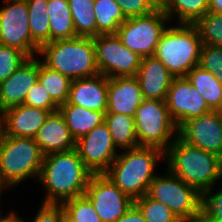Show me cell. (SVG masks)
<instances>
[{
	"label": "cell",
	"instance_id": "obj_1",
	"mask_svg": "<svg viewBox=\"0 0 222 222\" xmlns=\"http://www.w3.org/2000/svg\"><path fill=\"white\" fill-rule=\"evenodd\" d=\"M91 175L76 149L45 155L38 178L47 191L43 203L62 204L84 195Z\"/></svg>",
	"mask_w": 222,
	"mask_h": 222
},
{
	"label": "cell",
	"instance_id": "obj_2",
	"mask_svg": "<svg viewBox=\"0 0 222 222\" xmlns=\"http://www.w3.org/2000/svg\"><path fill=\"white\" fill-rule=\"evenodd\" d=\"M164 159L166 169L200 193L214 188L217 180L222 179V158L188 144L179 136L165 151Z\"/></svg>",
	"mask_w": 222,
	"mask_h": 222
},
{
	"label": "cell",
	"instance_id": "obj_3",
	"mask_svg": "<svg viewBox=\"0 0 222 222\" xmlns=\"http://www.w3.org/2000/svg\"><path fill=\"white\" fill-rule=\"evenodd\" d=\"M123 151L118 152V156L104 174L123 193L135 200L147 194L150 183L157 175L156 163L165 157V152L146 146Z\"/></svg>",
	"mask_w": 222,
	"mask_h": 222
},
{
	"label": "cell",
	"instance_id": "obj_4",
	"mask_svg": "<svg viewBox=\"0 0 222 222\" xmlns=\"http://www.w3.org/2000/svg\"><path fill=\"white\" fill-rule=\"evenodd\" d=\"M41 60L47 67L64 74L71 80L99 74L93 37L78 36L55 40L39 48Z\"/></svg>",
	"mask_w": 222,
	"mask_h": 222
},
{
	"label": "cell",
	"instance_id": "obj_5",
	"mask_svg": "<svg viewBox=\"0 0 222 222\" xmlns=\"http://www.w3.org/2000/svg\"><path fill=\"white\" fill-rule=\"evenodd\" d=\"M201 37L193 24L168 26L156 46L154 57L173 77H185L199 63Z\"/></svg>",
	"mask_w": 222,
	"mask_h": 222
},
{
	"label": "cell",
	"instance_id": "obj_6",
	"mask_svg": "<svg viewBox=\"0 0 222 222\" xmlns=\"http://www.w3.org/2000/svg\"><path fill=\"white\" fill-rule=\"evenodd\" d=\"M43 158L35 139L6 135L0 146V176L10 187L32 176L38 181Z\"/></svg>",
	"mask_w": 222,
	"mask_h": 222
},
{
	"label": "cell",
	"instance_id": "obj_7",
	"mask_svg": "<svg viewBox=\"0 0 222 222\" xmlns=\"http://www.w3.org/2000/svg\"><path fill=\"white\" fill-rule=\"evenodd\" d=\"M156 175L147 195L166 205L181 222H199L201 216V193L193 186L172 174Z\"/></svg>",
	"mask_w": 222,
	"mask_h": 222
},
{
	"label": "cell",
	"instance_id": "obj_8",
	"mask_svg": "<svg viewBox=\"0 0 222 222\" xmlns=\"http://www.w3.org/2000/svg\"><path fill=\"white\" fill-rule=\"evenodd\" d=\"M134 120L139 146L155 147L165 152L178 136V127L166 101L144 98L136 110Z\"/></svg>",
	"mask_w": 222,
	"mask_h": 222
},
{
	"label": "cell",
	"instance_id": "obj_9",
	"mask_svg": "<svg viewBox=\"0 0 222 222\" xmlns=\"http://www.w3.org/2000/svg\"><path fill=\"white\" fill-rule=\"evenodd\" d=\"M169 19L161 8L153 13L127 19L116 35L122 44L140 57L153 56ZM167 26H166V25Z\"/></svg>",
	"mask_w": 222,
	"mask_h": 222
},
{
	"label": "cell",
	"instance_id": "obj_10",
	"mask_svg": "<svg viewBox=\"0 0 222 222\" xmlns=\"http://www.w3.org/2000/svg\"><path fill=\"white\" fill-rule=\"evenodd\" d=\"M99 73L107 78L136 76L142 57L126 48L116 34L93 37Z\"/></svg>",
	"mask_w": 222,
	"mask_h": 222
},
{
	"label": "cell",
	"instance_id": "obj_11",
	"mask_svg": "<svg viewBox=\"0 0 222 222\" xmlns=\"http://www.w3.org/2000/svg\"><path fill=\"white\" fill-rule=\"evenodd\" d=\"M0 8V44L23 51L35 57L39 46L32 40L28 22V5L25 2L5 1Z\"/></svg>",
	"mask_w": 222,
	"mask_h": 222
},
{
	"label": "cell",
	"instance_id": "obj_12",
	"mask_svg": "<svg viewBox=\"0 0 222 222\" xmlns=\"http://www.w3.org/2000/svg\"><path fill=\"white\" fill-rule=\"evenodd\" d=\"M84 195L92 202L102 222H115L134 204L104 173H92Z\"/></svg>",
	"mask_w": 222,
	"mask_h": 222
},
{
	"label": "cell",
	"instance_id": "obj_13",
	"mask_svg": "<svg viewBox=\"0 0 222 222\" xmlns=\"http://www.w3.org/2000/svg\"><path fill=\"white\" fill-rule=\"evenodd\" d=\"M75 149L92 173H104L118 156L117 148L105 122L75 142Z\"/></svg>",
	"mask_w": 222,
	"mask_h": 222
},
{
	"label": "cell",
	"instance_id": "obj_14",
	"mask_svg": "<svg viewBox=\"0 0 222 222\" xmlns=\"http://www.w3.org/2000/svg\"><path fill=\"white\" fill-rule=\"evenodd\" d=\"M178 136L188 144L222 158V111H211L185 121Z\"/></svg>",
	"mask_w": 222,
	"mask_h": 222
},
{
	"label": "cell",
	"instance_id": "obj_15",
	"mask_svg": "<svg viewBox=\"0 0 222 222\" xmlns=\"http://www.w3.org/2000/svg\"><path fill=\"white\" fill-rule=\"evenodd\" d=\"M165 101L178 128L188 119L212 111L203 96L198 93L186 77H174L172 79Z\"/></svg>",
	"mask_w": 222,
	"mask_h": 222
},
{
	"label": "cell",
	"instance_id": "obj_16",
	"mask_svg": "<svg viewBox=\"0 0 222 222\" xmlns=\"http://www.w3.org/2000/svg\"><path fill=\"white\" fill-rule=\"evenodd\" d=\"M39 58H29L6 80L0 82V111L24 104L28 91L38 82Z\"/></svg>",
	"mask_w": 222,
	"mask_h": 222
},
{
	"label": "cell",
	"instance_id": "obj_17",
	"mask_svg": "<svg viewBox=\"0 0 222 222\" xmlns=\"http://www.w3.org/2000/svg\"><path fill=\"white\" fill-rule=\"evenodd\" d=\"M67 103L92 111H107L108 78L102 74L72 80Z\"/></svg>",
	"mask_w": 222,
	"mask_h": 222
},
{
	"label": "cell",
	"instance_id": "obj_18",
	"mask_svg": "<svg viewBox=\"0 0 222 222\" xmlns=\"http://www.w3.org/2000/svg\"><path fill=\"white\" fill-rule=\"evenodd\" d=\"M143 99L136 76L108 78L106 113H120L134 117Z\"/></svg>",
	"mask_w": 222,
	"mask_h": 222
},
{
	"label": "cell",
	"instance_id": "obj_19",
	"mask_svg": "<svg viewBox=\"0 0 222 222\" xmlns=\"http://www.w3.org/2000/svg\"><path fill=\"white\" fill-rule=\"evenodd\" d=\"M136 78L144 98L165 101L174 77L160 60L149 56L141 59Z\"/></svg>",
	"mask_w": 222,
	"mask_h": 222
},
{
	"label": "cell",
	"instance_id": "obj_20",
	"mask_svg": "<svg viewBox=\"0 0 222 222\" xmlns=\"http://www.w3.org/2000/svg\"><path fill=\"white\" fill-rule=\"evenodd\" d=\"M34 139L44 156L75 149L76 141L59 110L48 115Z\"/></svg>",
	"mask_w": 222,
	"mask_h": 222
},
{
	"label": "cell",
	"instance_id": "obj_21",
	"mask_svg": "<svg viewBox=\"0 0 222 222\" xmlns=\"http://www.w3.org/2000/svg\"><path fill=\"white\" fill-rule=\"evenodd\" d=\"M3 112L6 135L33 139L51 113L25 104L7 108Z\"/></svg>",
	"mask_w": 222,
	"mask_h": 222
},
{
	"label": "cell",
	"instance_id": "obj_22",
	"mask_svg": "<svg viewBox=\"0 0 222 222\" xmlns=\"http://www.w3.org/2000/svg\"><path fill=\"white\" fill-rule=\"evenodd\" d=\"M70 134L75 141L87 135L96 126L105 121V113L92 111L75 104L65 103L59 106Z\"/></svg>",
	"mask_w": 222,
	"mask_h": 222
},
{
	"label": "cell",
	"instance_id": "obj_23",
	"mask_svg": "<svg viewBox=\"0 0 222 222\" xmlns=\"http://www.w3.org/2000/svg\"><path fill=\"white\" fill-rule=\"evenodd\" d=\"M47 11L50 26V42L78 37L68 0H48Z\"/></svg>",
	"mask_w": 222,
	"mask_h": 222
},
{
	"label": "cell",
	"instance_id": "obj_24",
	"mask_svg": "<svg viewBox=\"0 0 222 222\" xmlns=\"http://www.w3.org/2000/svg\"><path fill=\"white\" fill-rule=\"evenodd\" d=\"M185 77L212 111H222V83L214 74L197 65Z\"/></svg>",
	"mask_w": 222,
	"mask_h": 222
},
{
	"label": "cell",
	"instance_id": "obj_25",
	"mask_svg": "<svg viewBox=\"0 0 222 222\" xmlns=\"http://www.w3.org/2000/svg\"><path fill=\"white\" fill-rule=\"evenodd\" d=\"M116 148L127 150L138 147L134 117L120 113H105L104 121Z\"/></svg>",
	"mask_w": 222,
	"mask_h": 222
},
{
	"label": "cell",
	"instance_id": "obj_26",
	"mask_svg": "<svg viewBox=\"0 0 222 222\" xmlns=\"http://www.w3.org/2000/svg\"><path fill=\"white\" fill-rule=\"evenodd\" d=\"M93 11L96 17L97 36L116 34L119 26L127 20L115 0H94Z\"/></svg>",
	"mask_w": 222,
	"mask_h": 222
},
{
	"label": "cell",
	"instance_id": "obj_27",
	"mask_svg": "<svg viewBox=\"0 0 222 222\" xmlns=\"http://www.w3.org/2000/svg\"><path fill=\"white\" fill-rule=\"evenodd\" d=\"M38 82L58 106L67 102L72 80L64 74L47 67L40 59Z\"/></svg>",
	"mask_w": 222,
	"mask_h": 222
},
{
	"label": "cell",
	"instance_id": "obj_28",
	"mask_svg": "<svg viewBox=\"0 0 222 222\" xmlns=\"http://www.w3.org/2000/svg\"><path fill=\"white\" fill-rule=\"evenodd\" d=\"M208 3L209 0H167L161 9L170 21L176 14L178 23L193 24L208 12Z\"/></svg>",
	"mask_w": 222,
	"mask_h": 222
},
{
	"label": "cell",
	"instance_id": "obj_29",
	"mask_svg": "<svg viewBox=\"0 0 222 222\" xmlns=\"http://www.w3.org/2000/svg\"><path fill=\"white\" fill-rule=\"evenodd\" d=\"M47 3L48 0H29L27 2L31 38L39 47L50 42Z\"/></svg>",
	"mask_w": 222,
	"mask_h": 222
},
{
	"label": "cell",
	"instance_id": "obj_30",
	"mask_svg": "<svg viewBox=\"0 0 222 222\" xmlns=\"http://www.w3.org/2000/svg\"><path fill=\"white\" fill-rule=\"evenodd\" d=\"M77 36H97L94 0H68Z\"/></svg>",
	"mask_w": 222,
	"mask_h": 222
},
{
	"label": "cell",
	"instance_id": "obj_31",
	"mask_svg": "<svg viewBox=\"0 0 222 222\" xmlns=\"http://www.w3.org/2000/svg\"><path fill=\"white\" fill-rule=\"evenodd\" d=\"M193 25L201 37L202 44L222 47V15L207 12Z\"/></svg>",
	"mask_w": 222,
	"mask_h": 222
},
{
	"label": "cell",
	"instance_id": "obj_32",
	"mask_svg": "<svg viewBox=\"0 0 222 222\" xmlns=\"http://www.w3.org/2000/svg\"><path fill=\"white\" fill-rule=\"evenodd\" d=\"M134 205L147 222H181L166 205L150 198L147 194L135 199Z\"/></svg>",
	"mask_w": 222,
	"mask_h": 222
},
{
	"label": "cell",
	"instance_id": "obj_33",
	"mask_svg": "<svg viewBox=\"0 0 222 222\" xmlns=\"http://www.w3.org/2000/svg\"><path fill=\"white\" fill-rule=\"evenodd\" d=\"M61 205L65 215L73 222H102L92 202L85 195L66 200Z\"/></svg>",
	"mask_w": 222,
	"mask_h": 222
},
{
	"label": "cell",
	"instance_id": "obj_34",
	"mask_svg": "<svg viewBox=\"0 0 222 222\" xmlns=\"http://www.w3.org/2000/svg\"><path fill=\"white\" fill-rule=\"evenodd\" d=\"M209 188L201 193V216L199 222H222V187L215 194Z\"/></svg>",
	"mask_w": 222,
	"mask_h": 222
},
{
	"label": "cell",
	"instance_id": "obj_35",
	"mask_svg": "<svg viewBox=\"0 0 222 222\" xmlns=\"http://www.w3.org/2000/svg\"><path fill=\"white\" fill-rule=\"evenodd\" d=\"M28 59L23 51L0 44V82L6 80Z\"/></svg>",
	"mask_w": 222,
	"mask_h": 222
},
{
	"label": "cell",
	"instance_id": "obj_36",
	"mask_svg": "<svg viewBox=\"0 0 222 222\" xmlns=\"http://www.w3.org/2000/svg\"><path fill=\"white\" fill-rule=\"evenodd\" d=\"M198 65L222 83V47L202 44Z\"/></svg>",
	"mask_w": 222,
	"mask_h": 222
},
{
	"label": "cell",
	"instance_id": "obj_37",
	"mask_svg": "<svg viewBox=\"0 0 222 222\" xmlns=\"http://www.w3.org/2000/svg\"><path fill=\"white\" fill-rule=\"evenodd\" d=\"M24 104L47 110L51 113L59 109V106L51 99L48 92L39 82L35 83L28 91Z\"/></svg>",
	"mask_w": 222,
	"mask_h": 222
},
{
	"label": "cell",
	"instance_id": "obj_38",
	"mask_svg": "<svg viewBox=\"0 0 222 222\" xmlns=\"http://www.w3.org/2000/svg\"><path fill=\"white\" fill-rule=\"evenodd\" d=\"M126 19L153 13L158 7L152 0H115Z\"/></svg>",
	"mask_w": 222,
	"mask_h": 222
},
{
	"label": "cell",
	"instance_id": "obj_39",
	"mask_svg": "<svg viewBox=\"0 0 222 222\" xmlns=\"http://www.w3.org/2000/svg\"><path fill=\"white\" fill-rule=\"evenodd\" d=\"M64 209L61 204L42 203L36 216L31 222H62ZM25 222H27L25 220Z\"/></svg>",
	"mask_w": 222,
	"mask_h": 222
},
{
	"label": "cell",
	"instance_id": "obj_40",
	"mask_svg": "<svg viewBox=\"0 0 222 222\" xmlns=\"http://www.w3.org/2000/svg\"><path fill=\"white\" fill-rule=\"evenodd\" d=\"M115 222H147L139 209L133 204L130 209Z\"/></svg>",
	"mask_w": 222,
	"mask_h": 222
},
{
	"label": "cell",
	"instance_id": "obj_41",
	"mask_svg": "<svg viewBox=\"0 0 222 222\" xmlns=\"http://www.w3.org/2000/svg\"><path fill=\"white\" fill-rule=\"evenodd\" d=\"M208 12L222 15V0H209Z\"/></svg>",
	"mask_w": 222,
	"mask_h": 222
},
{
	"label": "cell",
	"instance_id": "obj_42",
	"mask_svg": "<svg viewBox=\"0 0 222 222\" xmlns=\"http://www.w3.org/2000/svg\"><path fill=\"white\" fill-rule=\"evenodd\" d=\"M0 222H25V220L20 218L18 214L16 215L15 212H9L6 216L0 214Z\"/></svg>",
	"mask_w": 222,
	"mask_h": 222
},
{
	"label": "cell",
	"instance_id": "obj_43",
	"mask_svg": "<svg viewBox=\"0 0 222 222\" xmlns=\"http://www.w3.org/2000/svg\"><path fill=\"white\" fill-rule=\"evenodd\" d=\"M6 136L5 117L4 112L0 111V146L2 145Z\"/></svg>",
	"mask_w": 222,
	"mask_h": 222
},
{
	"label": "cell",
	"instance_id": "obj_44",
	"mask_svg": "<svg viewBox=\"0 0 222 222\" xmlns=\"http://www.w3.org/2000/svg\"><path fill=\"white\" fill-rule=\"evenodd\" d=\"M10 186L1 178L0 176V197L2 195V192L4 191V188L8 189ZM3 190V191H2ZM1 199V198H0ZM1 206V205H0ZM1 212V211H0Z\"/></svg>",
	"mask_w": 222,
	"mask_h": 222
},
{
	"label": "cell",
	"instance_id": "obj_45",
	"mask_svg": "<svg viewBox=\"0 0 222 222\" xmlns=\"http://www.w3.org/2000/svg\"><path fill=\"white\" fill-rule=\"evenodd\" d=\"M158 8H161L167 0H152Z\"/></svg>",
	"mask_w": 222,
	"mask_h": 222
},
{
	"label": "cell",
	"instance_id": "obj_46",
	"mask_svg": "<svg viewBox=\"0 0 222 222\" xmlns=\"http://www.w3.org/2000/svg\"><path fill=\"white\" fill-rule=\"evenodd\" d=\"M62 222H73L71 219H69L65 213L63 214V219H62Z\"/></svg>",
	"mask_w": 222,
	"mask_h": 222
},
{
	"label": "cell",
	"instance_id": "obj_47",
	"mask_svg": "<svg viewBox=\"0 0 222 222\" xmlns=\"http://www.w3.org/2000/svg\"><path fill=\"white\" fill-rule=\"evenodd\" d=\"M5 1H8V2H25V3H27L29 0H5Z\"/></svg>",
	"mask_w": 222,
	"mask_h": 222
}]
</instances>
